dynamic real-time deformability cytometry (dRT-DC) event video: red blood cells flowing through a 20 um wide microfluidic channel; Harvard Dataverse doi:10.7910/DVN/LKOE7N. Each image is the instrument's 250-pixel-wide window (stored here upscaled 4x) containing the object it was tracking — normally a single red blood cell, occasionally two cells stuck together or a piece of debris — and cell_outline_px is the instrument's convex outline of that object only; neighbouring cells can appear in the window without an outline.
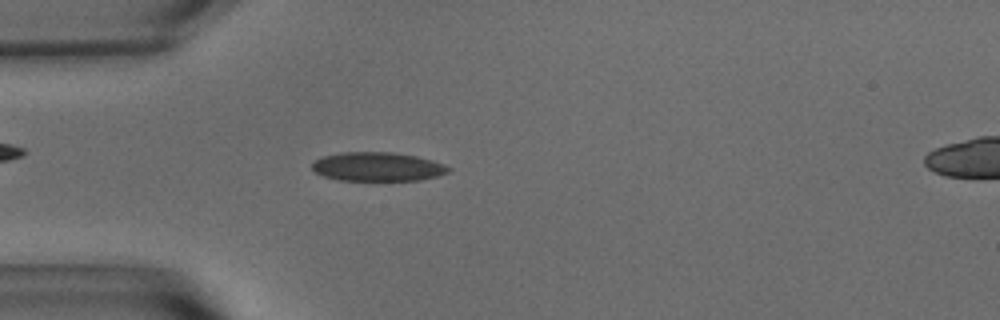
{"species": "common noctule bat (a hibernating species)", "species_latin": "Nyctalus noctula", "temperature_condition": "warm", "stored_images_in_passage": 54, "camera_frame_rate_fps": 3000, "um_per_image_px": 0.085, "animal": {"sex": "male", "body_mass_g": 15.6}, "frame": {"image": 1, "passage_image": 15, "time_ms": 4.667, "image_size_px": [1000, 320], "cell_outline_px": [[452, 168], [448, 172], [436, 176], [420, 180], [336, 180], [324, 176], [316, 172], [312, 168], [312, 164], [320, 156], [340, 152], [392, 152], [416, 156], [432, 160], [444, 164]], "centroid_in_image_um": [32.08, 14.16], "position_along_channel_um": 52.9, "area_um2": 23.0}}
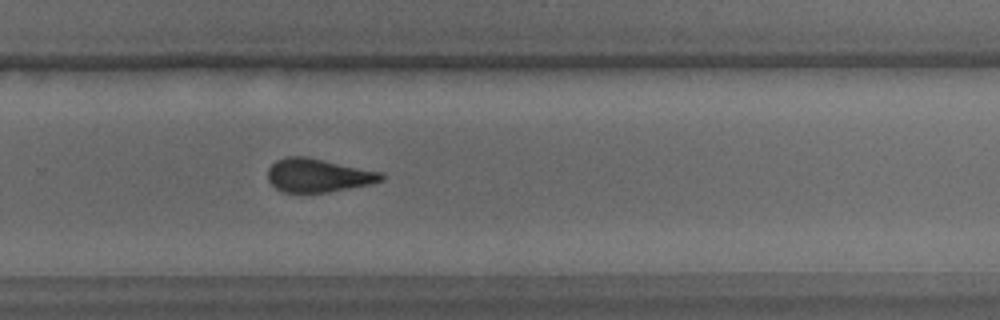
{"frame": {"image": 2, "passage_image": 36, "time_ms": 11.667, "image_size_px": [1000, 320], "cell_outline_px": [[384, 180], [372, 184], [328, 192], [280, 192], [268, 180], [268, 168], [276, 160], [284, 156], [304, 156], [384, 172]], "centroid_in_image_um": [27.06, 14.9], "position_along_channel_um": 302.7, "area_um2": 22.31}}
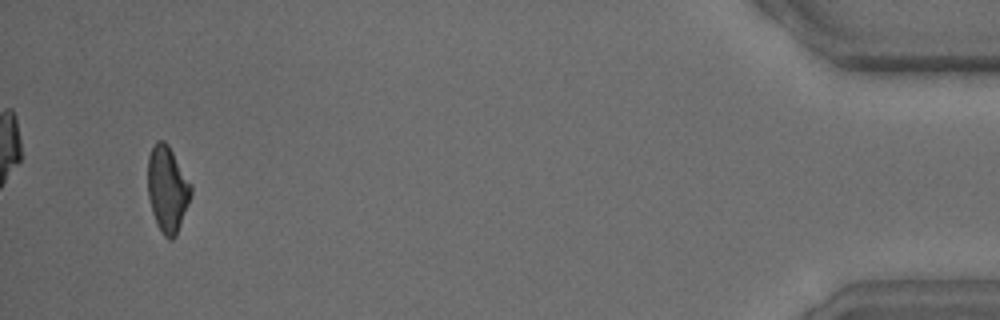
{"frame": {"image": 3, "passage_image": 52, "time_ms": 17.0, "image_size_px": [1000, 320], "cell_outline_px": [[192, 196], [176, 236], [172, 240], [168, 240], [164, 236], [156, 224], [152, 212], [148, 196], [148, 156], [156, 140], [164, 140], [168, 144], [192, 184]], "centroid_in_image_um": [14.24, 16.09], "position_along_channel_um": 421.0, "area_um2": 21.96}, "authors_computed_cell_mechanics": {"area_um2": 22.7154, "velocity_mm_per_s": 3.6709, "shape_relaxation_time_tau1_ms": 3.664, "shape_relaxation_time_tau2_ms": 2.3602, "deformation_change_tau1": 0.1213, "deformation_change_tau2": 0.094}}